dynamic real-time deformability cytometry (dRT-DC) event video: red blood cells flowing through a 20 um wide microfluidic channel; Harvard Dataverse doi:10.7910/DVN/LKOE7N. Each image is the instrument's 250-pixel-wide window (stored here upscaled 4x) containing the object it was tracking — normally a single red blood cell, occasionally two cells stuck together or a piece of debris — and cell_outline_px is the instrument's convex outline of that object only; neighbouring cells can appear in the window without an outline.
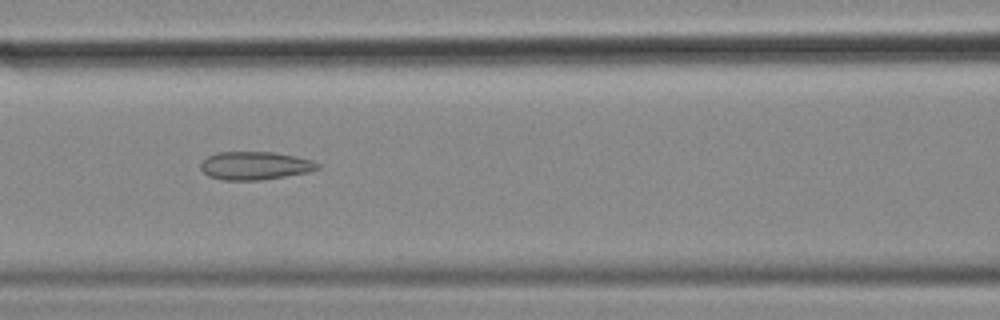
{"species": "common noctule bat (a hibernating species)", "species_latin": "Nyctalus noctula", "temperature_condition": "cold", "stored_images_in_passage": 55, "camera_frame_rate_fps": 3000, "um_per_image_px": 0.085, "animal": {"sex": "female", "body_mass_g": 18.4}, "frame": {"image": 1, "passage_image": 23, "time_ms": 7.333, "image_size_px": [1000, 320], "cell_outline_px": [[320, 168], [308, 172], [260, 180], [224, 180], [208, 176], [200, 168], [200, 164], [208, 156], [216, 152], [272, 152], [296, 156], [312, 160], [320, 164]], "centroid_in_image_um": [21.67, 14.08], "position_along_channel_um": 144.9, "area_um2": 19.13}}
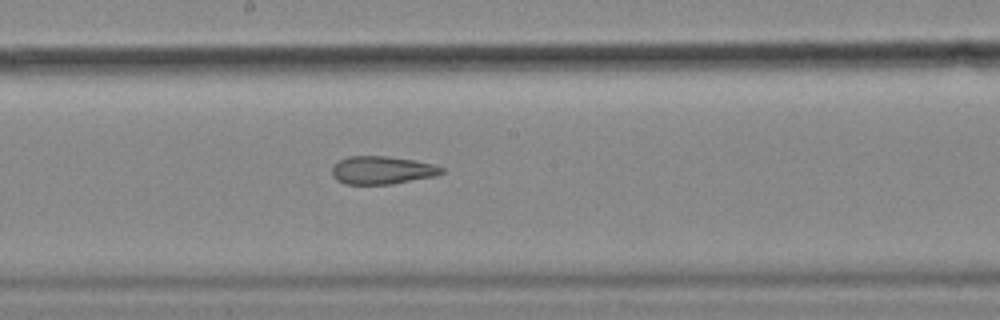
{"frame": {"image": 2, "passage_image": 29, "time_ms": 9.333, "image_size_px": [1000, 320], "cell_outline_px": [[444, 172], [436, 176], [392, 184], [344, 184], [336, 180], [332, 176], [332, 168], [340, 160], [348, 156], [388, 156], [436, 164], [444, 168]], "centroid_in_image_um": [32.5, 14.47], "position_along_channel_um": 215.7, "area_um2": 17.98}}
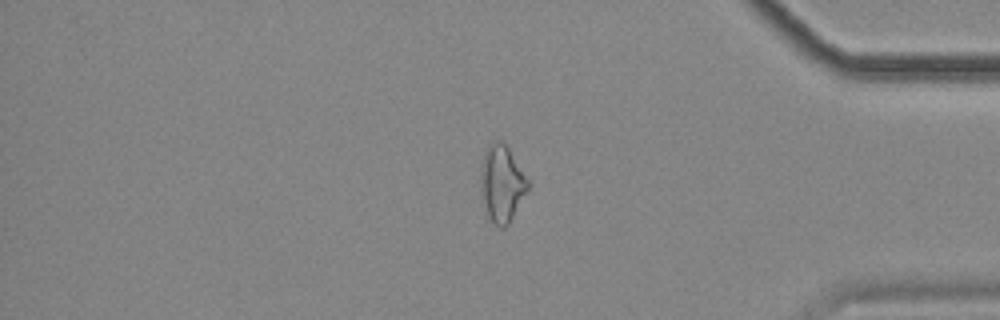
{"frame": {"image": 3, "passage_image": 46, "time_ms": 15.0, "image_size_px": [1000, 320], "cell_outline_px": [[528, 192], [508, 224], [504, 228], [500, 228], [488, 216], [480, 192], [480, 168], [484, 152], [492, 140], [500, 140], [508, 148], [528, 180]], "centroid_in_image_um": [42.63, 15.6], "position_along_channel_um": 392.6, "area_um2": 21.04}, "authors_computed_cell_mechanics": {"area_um2": 21.0392, "velocity_mm_per_s": 3.5564, "shape_relaxation_time_tau1_ms": null, "shape_relaxation_time_tau2_ms": 3.291, "deformation_change_tau1": null, "deformation_change_tau2": 0.133}}